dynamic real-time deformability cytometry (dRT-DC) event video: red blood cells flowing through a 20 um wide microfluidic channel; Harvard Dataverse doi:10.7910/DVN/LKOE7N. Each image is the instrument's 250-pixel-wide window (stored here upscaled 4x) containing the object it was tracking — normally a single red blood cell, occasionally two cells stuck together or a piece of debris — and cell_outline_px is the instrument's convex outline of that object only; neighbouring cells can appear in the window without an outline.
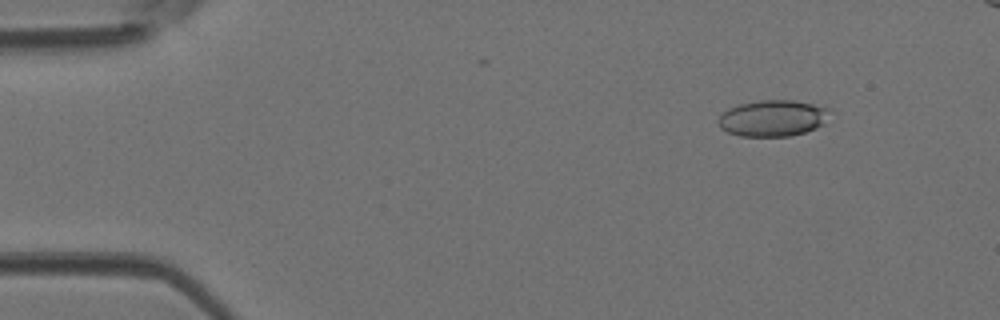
{"species": "Egyptian fruit bat (a non-hibernating species)", "species_latin": "Rousettus aegyptiacus", "temperature_condition": "room temperature", "stored_images_in_passage": 46, "camera_frame_rate_fps": 3000, "um_per_image_px": 0.085, "animal": {"sex": "female"}, "frame": {"image": 1, "passage_image": 6, "time_ms": 1.667, "image_size_px": [1000, 320], "cell_outline_px": [[832, 108], [824, 124], [816, 128], [804, 132], [788, 136], [740, 136], [728, 132], [720, 128], [716, 124], [716, 120], [728, 108], [740, 104], [760, 100], [792, 100]], "centroid_in_image_um": [65.68, 10.04], "position_along_channel_um": 19.3, "area_um2": 23.7}}
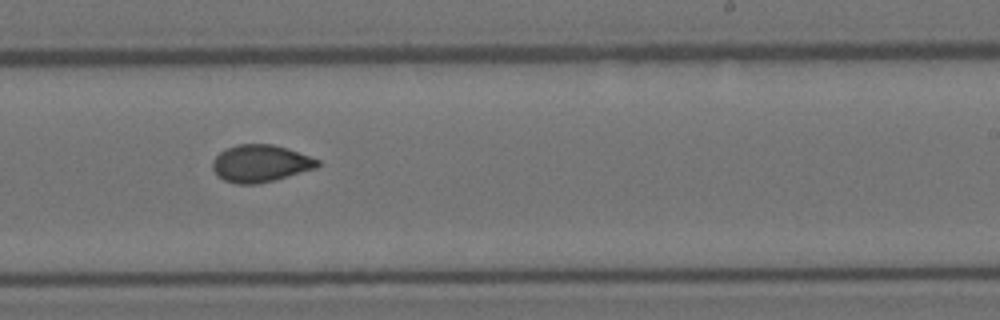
{"frame": {"image": 2, "passage_image": 29, "time_ms": 9.333, "image_size_px": [1000, 320], "cell_outline_px": [[320, 164], [316, 168], [288, 176], [256, 184], [236, 184], [224, 180], [216, 176], [212, 168], [212, 160], [220, 152], [236, 144], [272, 144], [288, 148], [320, 160]], "centroid_in_image_um": [22.11, 13.89], "position_along_channel_um": 266.9, "area_um2": 22.77}}
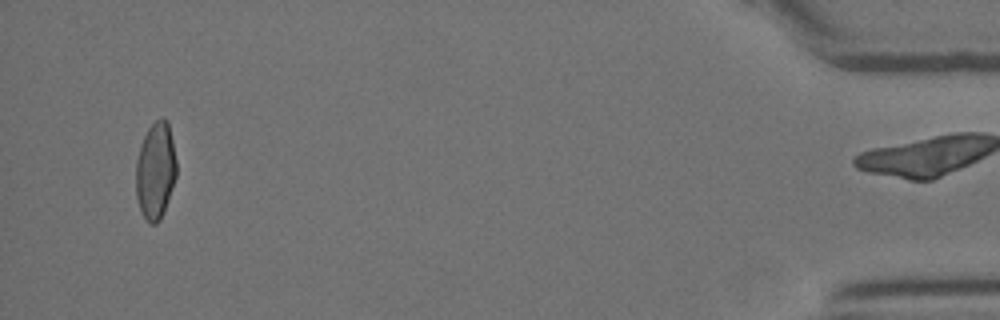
{"frame": {"image": 3, "passage_image": 45, "time_ms": 14.667, "image_size_px": [1000, 320], "cell_outline_px": [[176, 176], [160, 220], [156, 224], [148, 224], [140, 208], [136, 196], [136, 160], [144, 136], [148, 128], [160, 116], [168, 120], [176, 160]], "centroid_in_image_um": [13.21, 14.49], "position_along_channel_um": 422.0, "area_um2": 22.72}}